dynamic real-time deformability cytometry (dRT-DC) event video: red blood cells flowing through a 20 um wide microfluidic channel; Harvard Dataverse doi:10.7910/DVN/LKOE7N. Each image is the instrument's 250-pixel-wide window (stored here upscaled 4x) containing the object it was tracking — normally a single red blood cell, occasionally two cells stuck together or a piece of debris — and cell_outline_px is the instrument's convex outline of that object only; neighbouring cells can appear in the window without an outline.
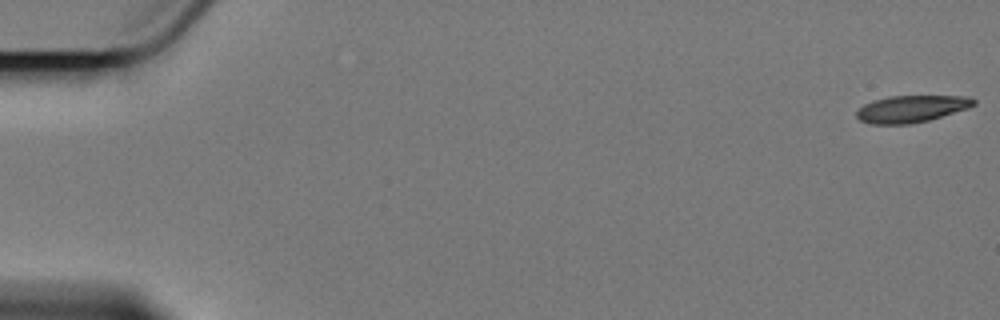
{"species": "Egyptian fruit bat (a non-hibernating species)", "species_latin": "Rousettus aegyptiacus", "temperature_condition": "cold", "stored_images_in_passage": 6, "camera_frame_rate_fps": 3000, "um_per_image_px": 0.085, "animal": {"sex": "female"}, "frame": {"image": 1, "passage_image": 1, "time_ms": 0.0, "image_size_px": [1000, 320], "cell_outline_px": [[976, 104], [968, 108], [928, 120], [912, 124], [872, 124], [860, 120], [856, 116], [856, 112], [864, 104], [872, 100], [888, 96], [968, 96], [976, 100]], "centroid_in_image_um": [77.46, 9.24], "position_along_channel_um": 7.5, "area_um2": 18.38}}
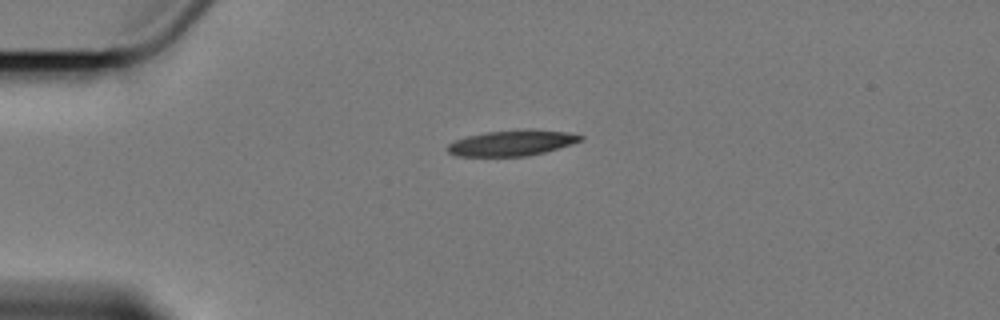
{"frame": {"image": 2, "passage_image": 5, "time_ms": 4.667, "image_size_px": [1000, 320], "cell_outline_px": [[584, 140], [544, 152], [524, 156], [456, 156], [448, 152], [448, 144], [456, 140], [468, 136], [484, 132], [524, 128], [532, 128], [568, 132], [584, 136]], "centroid_in_image_um": [43.55, 12.13], "position_along_channel_um": 41.5, "area_um2": 20.06}}